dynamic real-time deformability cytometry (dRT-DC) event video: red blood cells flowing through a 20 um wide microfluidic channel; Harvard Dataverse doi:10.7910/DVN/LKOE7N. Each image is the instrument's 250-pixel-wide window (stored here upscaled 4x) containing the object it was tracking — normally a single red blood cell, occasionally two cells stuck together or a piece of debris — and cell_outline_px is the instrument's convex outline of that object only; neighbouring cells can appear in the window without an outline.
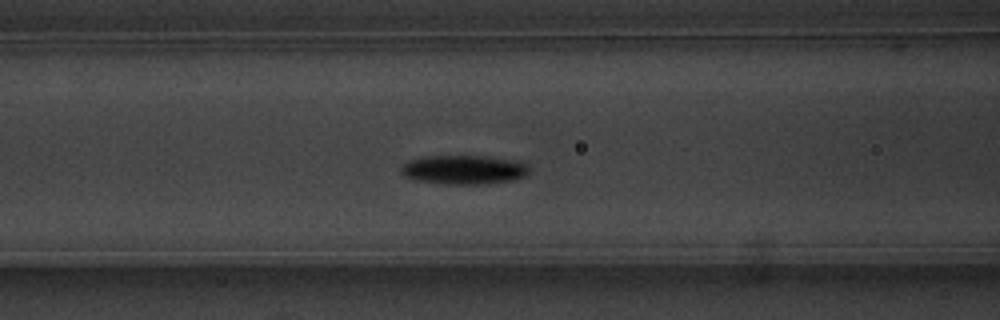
{"species": "common noctule bat (a hibernating species)", "species_latin": "Nyctalus noctula", "temperature_condition": "warm", "stored_images_in_passage": 40, "segment_of_instrument_passage": [1, 2], "camera_frame_rate_fps": 3000, "um_per_image_px": 0.085, "animal": {"sex": "male", "body_mass_g": 20.1, "forearm_length_mm": 53.5}, "frame": {"image": 1, "passage_image": 7, "time_ms": 2.0, "image_size_px": [1000, 320], "cell_outline_px": [[528, 172], [524, 176], [512, 180], [488, 184], [448, 184], [416, 180], [404, 176], [400, 172], [400, 168], [408, 160], [428, 156], [484, 156], [516, 160], [524, 164], [528, 168]], "centroid_in_image_um": [39.4, 14.42], "position_along_channel_um": 127.2, "area_um2": 21.62}}
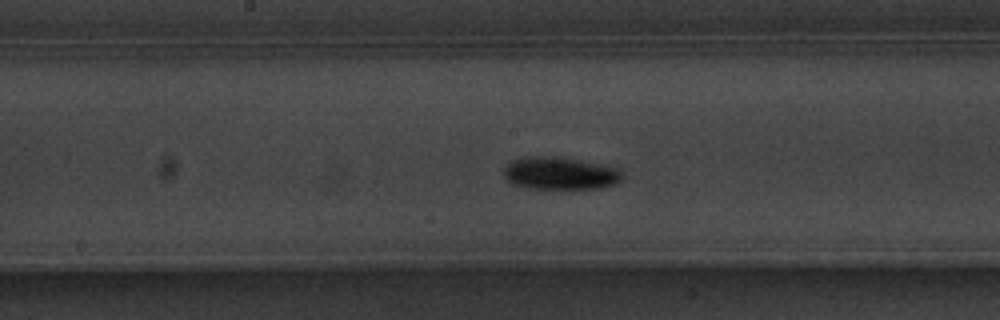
{"frame": {"image": 2, "passage_image": 13, "time_ms": 4.0, "image_size_px": [1000, 320], "cell_outline_px": [[620, 180], [616, 184], [600, 188], [524, 188], [512, 184], [504, 180], [504, 168], [512, 160], [524, 156], [556, 156], [616, 168], [620, 172]], "centroid_in_image_um": [47.49, 14.74], "position_along_channel_um": 200.7, "area_um2": 22.25}}
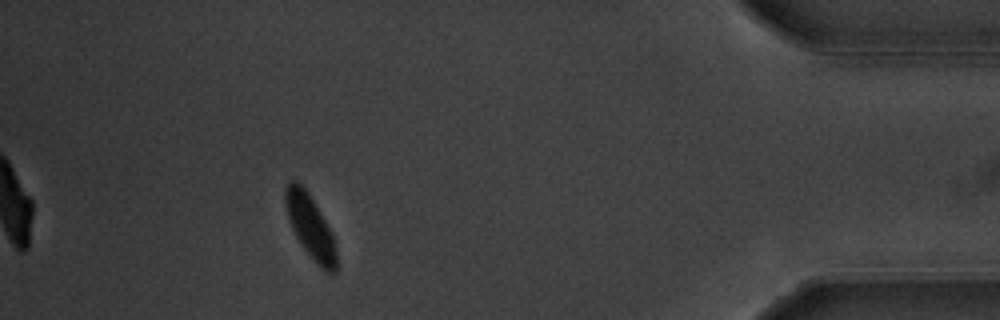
{"frame": {"image": 3, "passage_image": 34, "time_ms": 11.0, "image_size_px": [1000, 320], "cell_outline_px": [[336, 272], [328, 272], [320, 268], [304, 248], [296, 236], [288, 220], [284, 204], [284, 188], [288, 180], [296, 180], [308, 192], [324, 220], [332, 236], [336, 252]], "centroid_in_image_um": [26.32, 19.21], "position_along_channel_um": 408.9, "area_um2": 18.55}}